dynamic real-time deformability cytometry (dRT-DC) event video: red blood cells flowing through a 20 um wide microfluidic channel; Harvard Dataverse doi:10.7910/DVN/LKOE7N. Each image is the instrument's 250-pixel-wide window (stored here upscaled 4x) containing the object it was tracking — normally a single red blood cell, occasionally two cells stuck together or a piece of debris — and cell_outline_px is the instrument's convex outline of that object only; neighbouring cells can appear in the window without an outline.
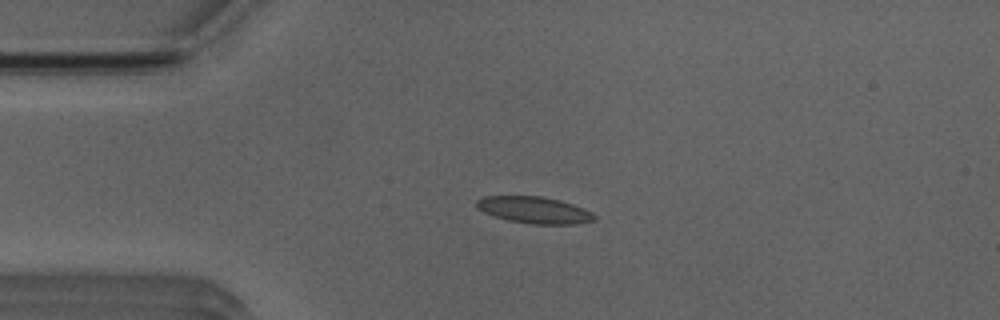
{"species": "Egyptian fruit bat (a non-hibernating species)", "species_latin": "Rousettus aegyptiacus", "temperature_condition": "room temperature", "stored_images_in_passage": 51, "camera_frame_rate_fps": 3000, "um_per_image_px": 0.085, "animal": {"sex": "male"}, "frame": {"image": 1, "passage_image": 11, "time_ms": 3.333, "image_size_px": [1000, 320], "cell_outline_px": [[596, 220], [572, 224], [532, 224], [508, 220], [484, 212], [476, 208], [476, 200], [484, 196], [540, 196], [560, 200], [584, 208], [592, 212], [596, 216]], "centroid_in_image_um": [45.42, 17.84], "position_along_channel_um": 39.6, "area_um2": 18.26}}
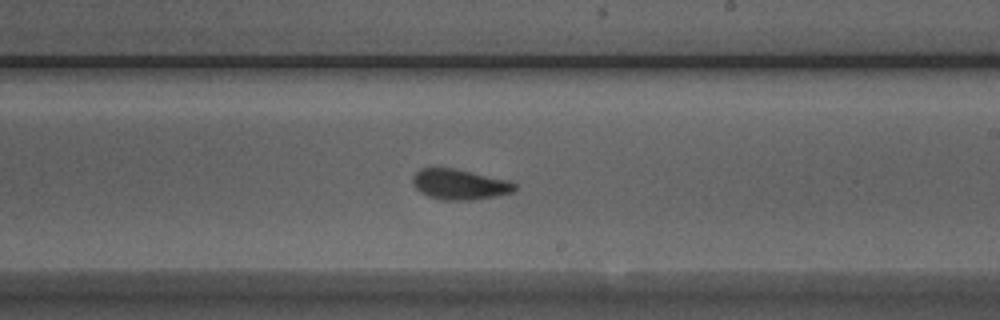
{"frame": {"image": 2, "passage_image": 29, "time_ms": 9.333, "image_size_px": [1000, 320], "cell_outline_px": [[516, 188], [512, 192], [496, 196], [472, 200], [440, 200], [428, 196], [420, 192], [412, 184], [412, 176], [420, 168], [452, 168], [508, 180], [516, 184]], "centroid_in_image_um": [39.03, 15.68], "position_along_channel_um": 250.0, "area_um2": 18.03}}
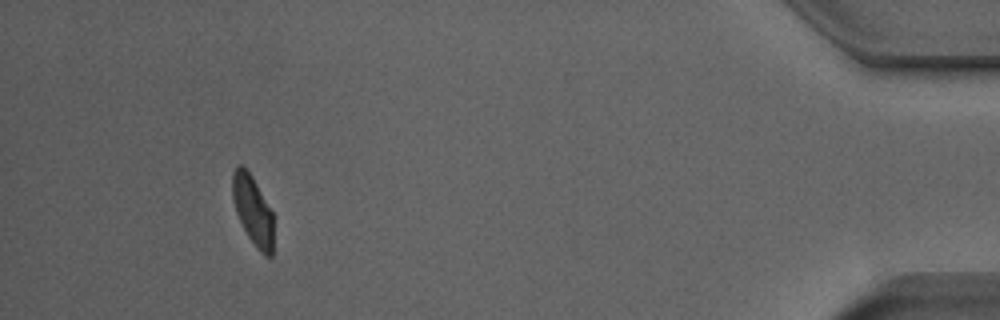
{"frame": {"image": 3, "passage_image": 47, "time_ms": 15.333, "image_size_px": [1000, 320], "cell_outline_px": [[272, 256], [264, 256], [256, 248], [248, 236], [236, 212], [232, 196], [232, 172], [236, 164], [244, 164], [252, 176], [272, 212]], "centroid_in_image_um": [21.46, 17.82], "position_along_channel_um": 413.7, "area_um2": 16.47}, "authors_computed_cell_mechanics": {"area_um2": 17.918, "velocity_mm_per_s": 3.9182, "shape_relaxation_time_tau1_ms": 3.6338, "shape_relaxation_time_tau2_ms": 1.3252, "deformation_change_tau1": 0.131, "deformation_change_tau2": 0.0636}}